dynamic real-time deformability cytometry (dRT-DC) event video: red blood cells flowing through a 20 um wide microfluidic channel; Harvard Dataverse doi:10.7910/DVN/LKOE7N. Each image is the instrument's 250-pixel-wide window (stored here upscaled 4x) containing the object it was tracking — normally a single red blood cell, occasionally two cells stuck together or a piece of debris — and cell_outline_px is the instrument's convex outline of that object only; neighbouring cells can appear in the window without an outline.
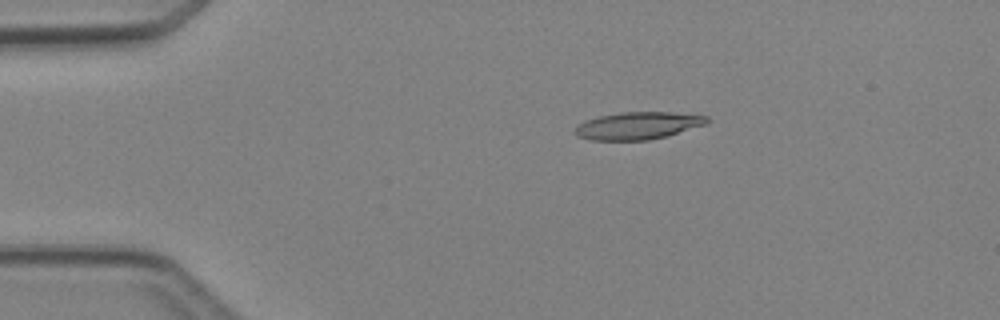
{"species": "Egyptian fruit bat (a non-hibernating species)", "species_latin": "Rousettus aegyptiacus", "temperature_condition": "cold", "stored_images_in_passage": 5, "camera_frame_rate_fps": 3000, "um_per_image_px": 0.085, "animal": {"sex": "female"}, "frame": {"image": 1, "passage_image": 3, "time_ms": 2.333, "image_size_px": [1000, 320], "cell_outline_px": [[708, 120], [704, 124], [668, 136], [648, 140], [592, 140], [576, 136], [572, 132], [580, 124], [588, 120], [600, 116], [620, 112], [672, 112], [708, 116]], "centroid_in_image_um": [54.21, 10.68], "position_along_channel_um": 30.8, "area_um2": 20.87}}
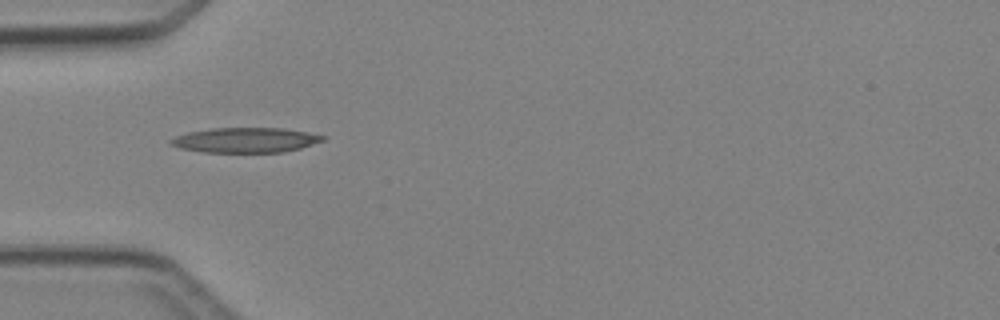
{"frame": {"image": 2, "passage_image": 4, "time_ms": 4.333, "image_size_px": [1000, 320], "cell_outline_px": [[324, 140], [300, 148], [284, 152], [204, 152], [180, 148], [172, 144], [168, 140], [176, 136], [188, 132], [212, 128], [284, 128], [308, 132], [324, 136]], "centroid_in_image_um": [20.86, 11.9], "position_along_channel_um": 64.1, "area_um2": 21.96}}
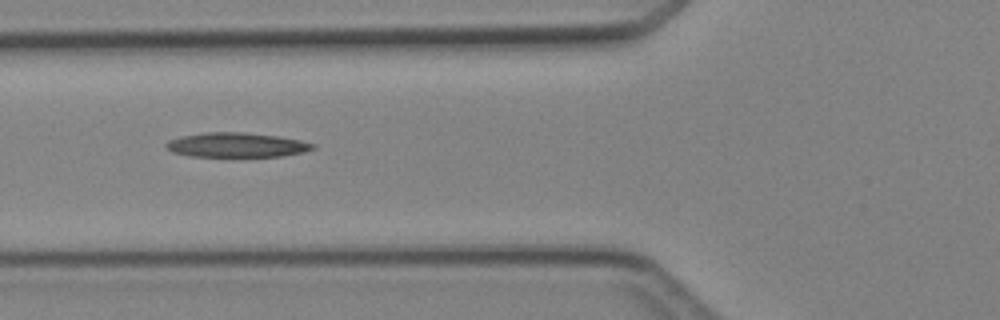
{"frame": {"image": 3, "passage_image": 5, "time_ms": 5.333, "image_size_px": [1000, 320], "cell_outline_px": [[316, 148], [304, 152], [284, 156], [188, 156], [172, 152], [164, 144], [168, 140], [180, 136], [204, 132], [244, 132], [276, 136], [300, 140], [316, 144]], "centroid_in_image_um": [20.1, 12.32], "position_along_channel_um": 105.7, "area_um2": 21.04}}